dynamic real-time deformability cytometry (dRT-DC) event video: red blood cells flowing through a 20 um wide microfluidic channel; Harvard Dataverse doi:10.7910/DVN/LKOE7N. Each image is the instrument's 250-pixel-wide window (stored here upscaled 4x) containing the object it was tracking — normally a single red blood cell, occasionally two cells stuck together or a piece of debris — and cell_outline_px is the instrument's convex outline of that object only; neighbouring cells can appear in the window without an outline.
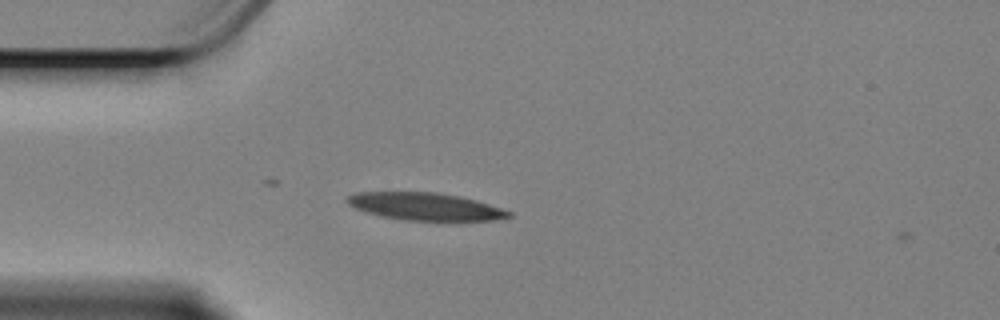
{"species": "Egyptian fruit bat (a non-hibernating species)", "species_latin": "Rousettus aegyptiacus", "temperature_condition": "cold", "stored_images_in_passage": 4, "camera_frame_rate_fps": 3000, "um_per_image_px": 0.085, "animal": {"sex": "female"}, "frame": {"image": 1, "passage_image": 3, "time_ms": 0.667, "image_size_px": [1000, 320], "cell_outline_px": [[512, 216], [492, 220], [404, 220], [380, 216], [364, 212], [348, 204], [344, 200], [348, 196], [356, 192], [436, 192], [460, 196], [476, 200], [512, 212]], "centroid_in_image_um": [36.09, 17.54], "position_along_channel_um": 48.9, "area_um2": 25.78}}